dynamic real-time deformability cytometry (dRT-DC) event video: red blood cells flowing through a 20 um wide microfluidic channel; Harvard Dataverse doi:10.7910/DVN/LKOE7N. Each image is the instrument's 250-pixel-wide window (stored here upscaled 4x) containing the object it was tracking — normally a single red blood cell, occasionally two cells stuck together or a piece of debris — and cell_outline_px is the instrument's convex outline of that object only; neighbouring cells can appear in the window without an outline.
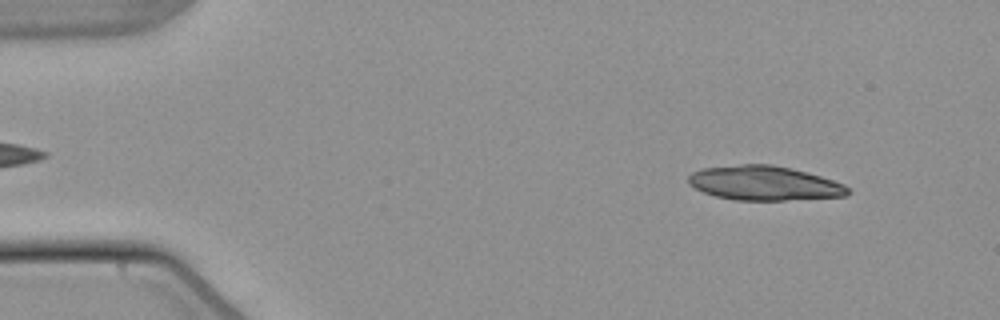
{"species": "common noctule bat (a hibernating species)", "species_latin": "Nyctalus noctula", "temperature_condition": "warm", "stored_images_in_passage": 52, "camera_frame_rate_fps": 3000, "um_per_image_px": 0.085, "animal": {"sex": "male", "body_mass_g": 21.5, "forearm_length_mm": 52.0}, "frame": {"image": 1, "passage_image": 5, "time_ms": 1.333, "image_size_px": [1000, 320], "cell_outline_px": [[852, 192], [848, 196], [784, 200], [732, 200], [716, 196], [704, 192], [688, 184], [688, 176], [692, 172], [700, 168], [740, 164], [772, 164], [792, 168], [820, 176], [844, 184]], "centroid_in_image_um": [64.95, 15.56], "position_along_channel_um": 20.0, "area_um2": 32.14}}